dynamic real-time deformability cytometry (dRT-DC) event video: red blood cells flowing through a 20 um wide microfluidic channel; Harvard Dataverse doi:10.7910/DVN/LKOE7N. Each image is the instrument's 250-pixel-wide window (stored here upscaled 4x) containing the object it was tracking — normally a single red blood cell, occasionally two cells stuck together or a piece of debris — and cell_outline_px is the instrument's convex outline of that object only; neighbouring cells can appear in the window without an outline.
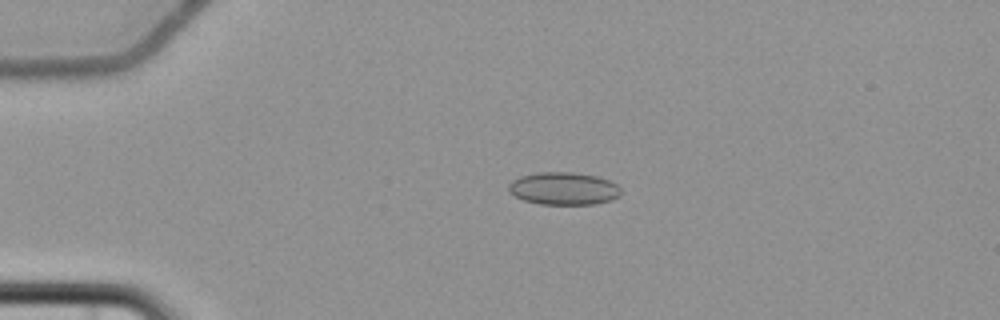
{"species": "common noctule bat (a hibernating species)", "species_latin": "Nyctalus noctula", "temperature_condition": "cold", "stored_images_in_passage": 5, "camera_frame_rate_fps": 3000, "um_per_image_px": 0.085, "animal": {"sex": "female", "body_mass_g": 22.7, "forearm_length_mm": 54.2}, "frame": {"image": 1, "passage_image": 4, "time_ms": 3.667, "image_size_px": [1000, 320], "cell_outline_px": [[620, 196], [612, 200], [596, 204], [540, 204], [524, 200], [508, 192], [508, 184], [512, 180], [520, 176], [540, 172], [572, 172], [596, 176], [608, 180], [616, 184], [620, 188]], "centroid_in_image_um": [47.9, 16.03], "position_along_channel_um": 37.1, "area_um2": 21.39}}